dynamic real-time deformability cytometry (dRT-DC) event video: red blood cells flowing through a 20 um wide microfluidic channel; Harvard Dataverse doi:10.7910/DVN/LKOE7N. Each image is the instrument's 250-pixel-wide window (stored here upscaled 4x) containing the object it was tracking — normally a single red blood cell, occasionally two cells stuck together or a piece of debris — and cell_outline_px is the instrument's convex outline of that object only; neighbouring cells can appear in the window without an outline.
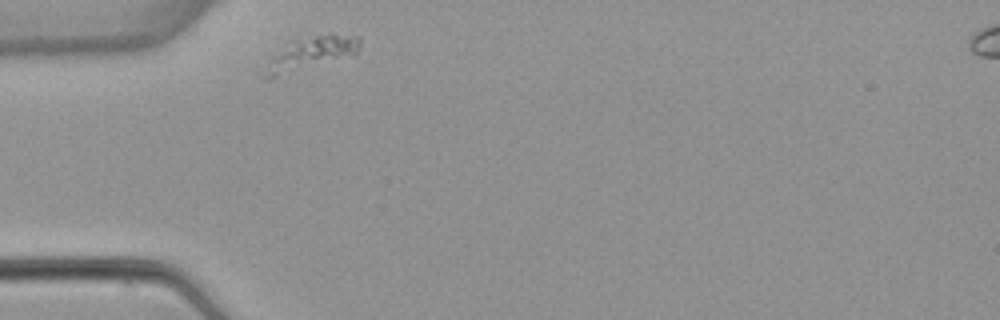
{"species": "common noctule bat (a hibernating species)", "species_latin": "Nyctalus noctula", "temperature_condition": "warm", "stored_images_in_passage": 1, "camera_frame_rate_fps": 3000, "um_per_image_px": 0.085, "animal": {"sex": "female", "body_mass_g": 22.7, "forearm_length_mm": 54.2}, "frame": {"image": 1, "passage_image": 1, "time_ms": 0.0, "image_size_px": [1000, 320], "cell_outline_px": [[360, 48], [356, 56], [268, 80], [264, 80], [260, 72], [260, 68], [272, 56], [292, 40], [316, 36], [360, 36]], "centroid_in_image_um": [26.33, 4.65], "position_along_channel_um": 58.7, "area_um2": 18.9}}